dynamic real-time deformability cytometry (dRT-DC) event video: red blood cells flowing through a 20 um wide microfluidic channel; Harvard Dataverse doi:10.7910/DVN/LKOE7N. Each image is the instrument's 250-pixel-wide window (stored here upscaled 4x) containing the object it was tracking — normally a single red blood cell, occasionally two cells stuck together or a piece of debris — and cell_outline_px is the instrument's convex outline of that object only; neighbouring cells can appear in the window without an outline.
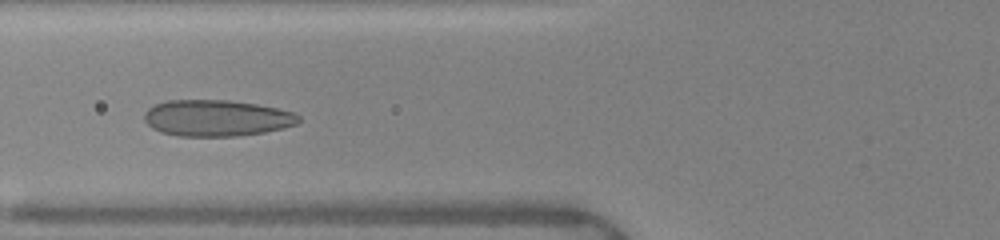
{"species": "human", "species_latin": "Homo sapiens", "temperature_condition": "warm", "stored_images_in_passage": 43, "camera_frame_rate_fps": 3000, "um_per_image_px": 0.085, "donor": {"sex": "female"}, "frame": {"image": 1, "passage_image": 16, "time_ms": 5.0, "image_size_px": [1000, 240], "cell_outline_px": [[300, 120], [296, 124], [284, 128], [264, 132], [236, 136], [176, 136], [160, 132], [152, 128], [144, 120], [144, 112], [148, 108], [156, 104], [168, 100], [228, 100], [256, 104], [276, 108], [292, 112], [300, 116]], "centroid_in_image_um": [18.39, 10.04], "position_along_channel_um": 107.4, "area_um2": 32.71}}
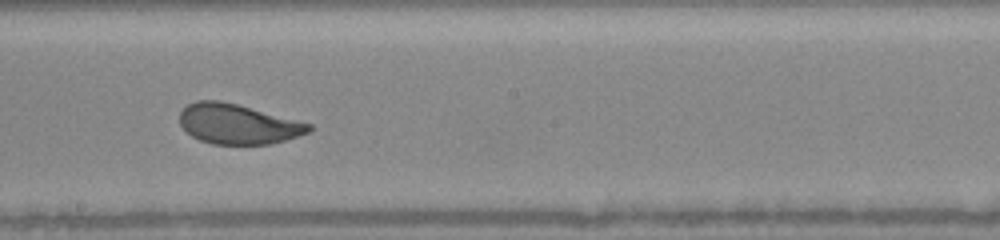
{"frame": {"image": 2, "passage_image": 25, "time_ms": 8.0, "image_size_px": [1000, 240], "cell_outline_px": [[312, 128], [308, 132], [272, 144], [212, 144], [200, 140], [192, 136], [180, 124], [180, 112], [188, 104], [196, 100], [220, 100], [236, 104], [312, 124]], "centroid_in_image_um": [20.19, 10.54], "position_along_channel_um": 228.0, "area_um2": 29.77}}
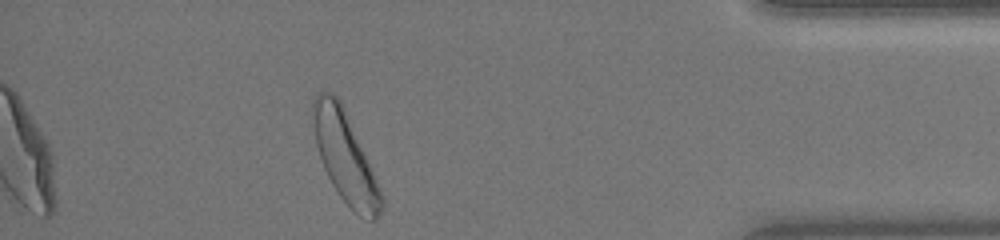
{"frame": {"image": 3, "passage_image": 41, "time_ms": 13.333, "image_size_px": [1000, 240], "cell_outline_px": [[384, 208], [380, 216], [376, 220], [368, 220], [360, 216], [340, 196], [332, 184], [324, 168], [316, 144], [312, 112], [312, 100], [316, 92], [332, 92], [340, 100], [372, 172], [384, 200]], "centroid_in_image_um": [29.31, 13.36], "position_along_channel_um": 405.9, "area_um2": 34.85}, "authors_computed_cell_mechanics": {"area_um2": 32.1368, "velocity_mm_per_s": 4.0139, "shape_relaxation_time_tau1_ms": 2.7345, "shape_relaxation_time_tau2_ms": 0.5626, "deformation_change_tau1": 0.1197, "deformation_change_tau2": 0.0749}}